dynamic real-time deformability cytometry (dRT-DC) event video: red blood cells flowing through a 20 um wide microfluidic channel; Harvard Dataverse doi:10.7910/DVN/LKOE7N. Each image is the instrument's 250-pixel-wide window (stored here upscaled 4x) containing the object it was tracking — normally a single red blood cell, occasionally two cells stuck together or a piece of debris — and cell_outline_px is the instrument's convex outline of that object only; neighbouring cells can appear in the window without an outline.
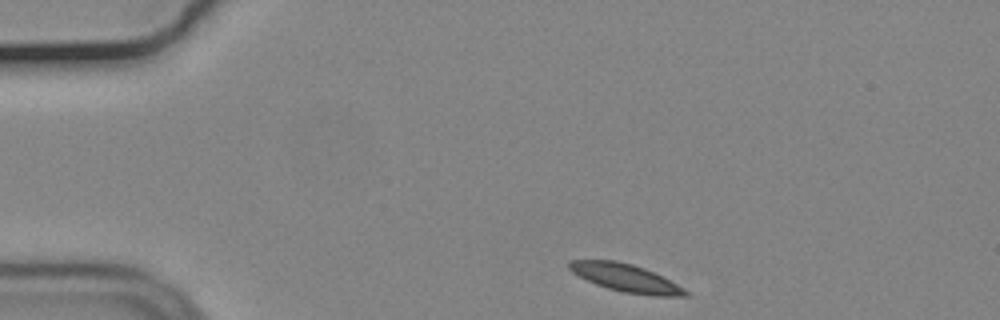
{"species": "common noctule bat (a hibernating species)", "species_latin": "Nyctalus noctula", "temperature_condition": "cold", "stored_images_in_passage": 42, "camera_frame_rate_fps": 3000, "um_per_image_px": 0.085, "animal": {"sex": "male", "body_mass_g": 19.2, "forearm_length_mm": 51.8}, "frame": {"image": 1, "passage_image": 1, "time_ms": 0.0, "image_size_px": [1000, 320], "cell_outline_px": [[692, 296], [652, 296], [624, 292], [608, 288], [596, 284], [572, 272], [568, 268], [568, 260], [616, 260], [632, 264], [644, 268], [684, 288]], "centroid_in_image_um": [53.18, 23.62], "position_along_channel_um": 31.8, "area_um2": 18.61}}
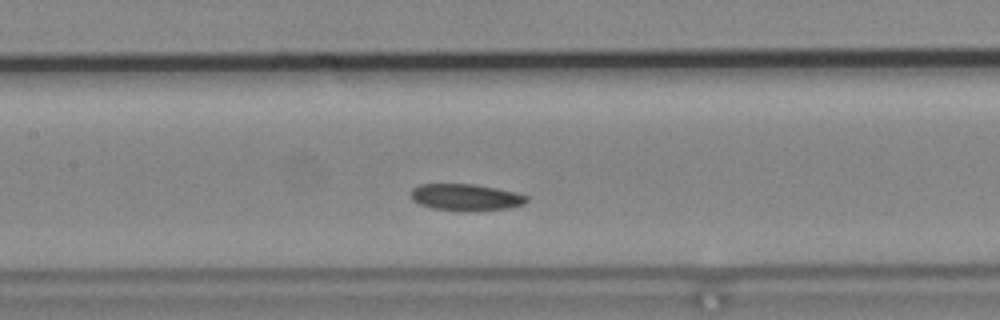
{"frame": {"image": 2, "passage_image": 17, "time_ms": 5.333, "image_size_px": [1000, 320], "cell_outline_px": [[528, 200], [524, 204], [508, 208], [476, 212], [472, 212], [432, 208], [420, 204], [412, 200], [412, 188], [420, 184], [472, 184], [496, 188], [516, 192], [528, 196]], "centroid_in_image_um": [39.62, 16.78], "position_along_channel_um": 167.8, "area_um2": 18.15}}
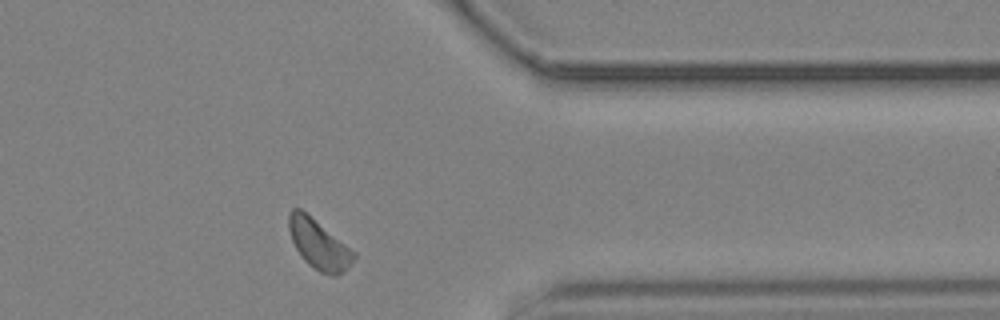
{"frame": {"image": 3, "passage_image": 36, "time_ms": 11.667, "image_size_px": [1000, 320], "cell_outline_px": [[356, 256], [352, 264], [344, 272], [336, 276], [332, 276], [320, 272], [308, 264], [304, 260], [296, 248], [292, 240], [288, 228], [288, 212], [292, 208], [300, 208], [356, 252]], "centroid_in_image_um": [27.11, 20.78], "position_along_channel_um": 384.3, "area_um2": 18.73}, "authors_computed_cell_mechanics": {"area_um2": 18.4671, "velocity_mm_per_s": 3.6117, "shape_relaxation_time_tau1_ms": 1.6372, "shape_relaxation_time_tau2_ms": 2.417, "deformation_change_tau1": 0.0558, "deformation_change_tau2": 0.0603}}